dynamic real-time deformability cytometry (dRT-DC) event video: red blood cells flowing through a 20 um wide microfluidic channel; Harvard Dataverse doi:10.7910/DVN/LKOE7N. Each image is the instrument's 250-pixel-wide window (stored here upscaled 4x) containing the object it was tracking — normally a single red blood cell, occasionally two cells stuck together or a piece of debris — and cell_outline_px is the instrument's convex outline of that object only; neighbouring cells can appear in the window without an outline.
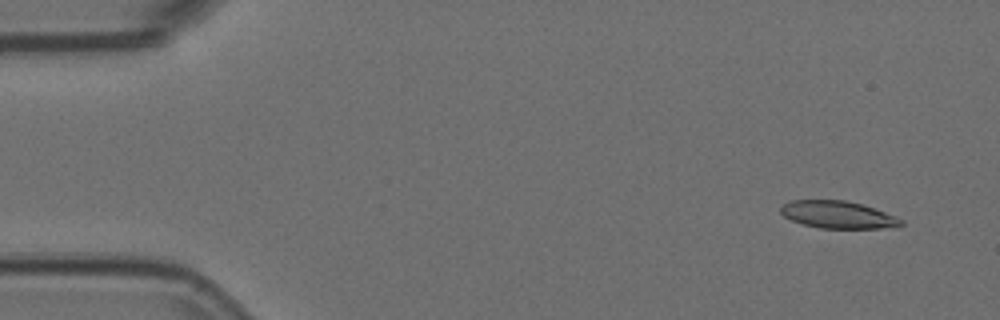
{"species": "Egyptian fruit bat (a non-hibernating species)", "species_latin": "Rousettus aegyptiacus", "temperature_condition": "room temperature", "stored_images_in_passage": 21, "camera_frame_rate_fps": 3000, "um_per_image_px": 0.085, "animal": {"sex": "female"}, "frame": {"image": 1, "passage_image": 4, "time_ms": 1.0, "image_size_px": [1000, 320], "cell_outline_px": [[904, 224], [880, 228], [820, 228], [804, 224], [792, 220], [784, 216], [780, 212], [780, 208], [784, 204], [792, 200], [844, 200], [860, 204], [896, 216], [904, 220]], "centroid_in_image_um": [71.2, 18.25], "position_along_channel_um": 13.8, "area_um2": 18.84}}
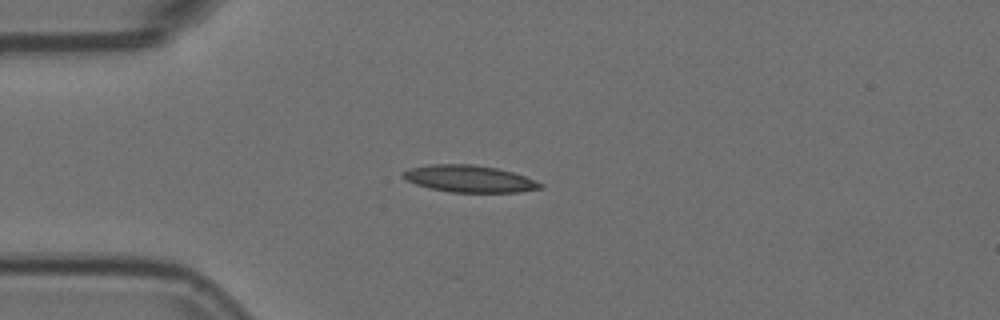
{"frame": {"image": 2, "passage_image": 14, "time_ms": 4.333, "image_size_px": [1000, 320], "cell_outline_px": [[544, 188], [520, 192], [448, 192], [416, 184], [408, 180], [400, 172], [408, 168], [428, 164], [472, 164], [496, 168], [512, 172], [524, 176], [544, 184]], "centroid_in_image_um": [39.9, 15.19], "position_along_channel_um": 45.1, "area_um2": 21.5}}
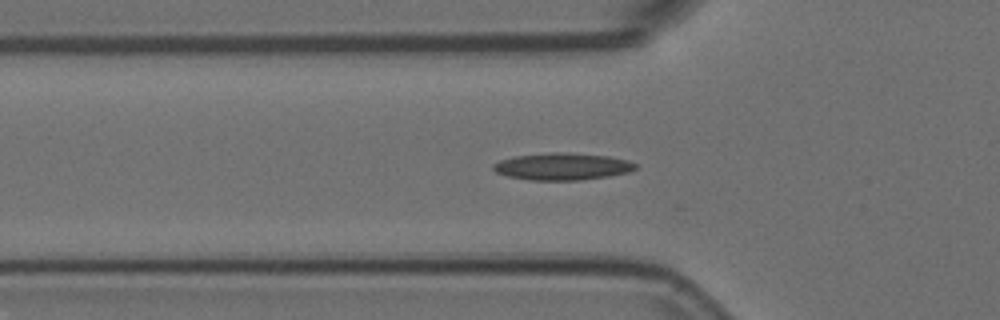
{"frame": {"image": 3, "passage_image": 18, "time_ms": 5.667, "image_size_px": [1000, 320], "cell_outline_px": [[636, 168], [628, 172], [608, 176], [580, 180], [528, 180], [508, 176], [496, 172], [492, 168], [492, 164], [500, 160], [516, 156], [552, 152], [564, 152], [608, 156], [628, 160], [636, 164]], "centroid_in_image_um": [47.78, 14.15], "position_along_channel_um": 78.0, "area_um2": 22.31}}